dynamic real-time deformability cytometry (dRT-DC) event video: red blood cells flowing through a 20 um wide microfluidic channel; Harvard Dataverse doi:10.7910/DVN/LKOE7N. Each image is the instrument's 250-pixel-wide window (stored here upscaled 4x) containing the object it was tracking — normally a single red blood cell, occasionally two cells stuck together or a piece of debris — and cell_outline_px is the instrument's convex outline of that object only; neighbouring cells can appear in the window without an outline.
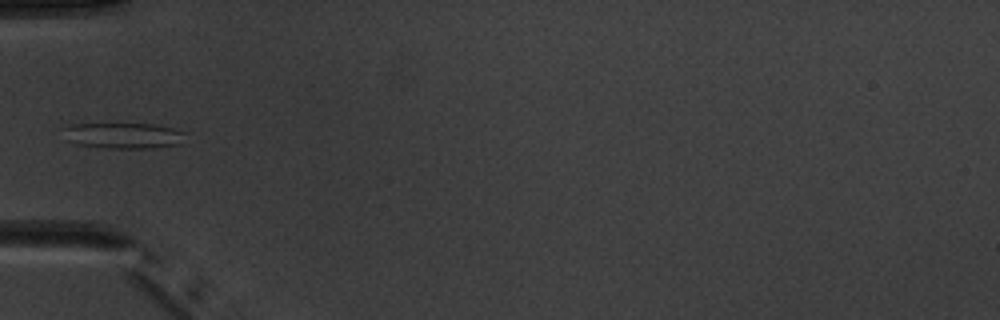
{"species": "common noctule bat (a hibernating species)", "species_latin": "Nyctalus noctula", "temperature_condition": "warm", "stored_images_in_passage": 6, "camera_frame_rate_fps": 3000, "um_per_image_px": 0.085, "animal": {"sex": "male", "body_mass_g": 20.1, "forearm_length_mm": 53.5}, "frame": {"image": 1, "passage_image": 6, "time_ms": 5.667, "image_size_px": [1000, 320], "cell_outline_px": [[184, 132], [176, 144], [152, 148], [108, 148], [76, 144], [64, 140], [60, 128], [72, 124], [152, 124], [172, 128]], "centroid_in_image_um": [10.31, 11.52], "position_along_channel_um": 74.7, "area_um2": 18.21}}